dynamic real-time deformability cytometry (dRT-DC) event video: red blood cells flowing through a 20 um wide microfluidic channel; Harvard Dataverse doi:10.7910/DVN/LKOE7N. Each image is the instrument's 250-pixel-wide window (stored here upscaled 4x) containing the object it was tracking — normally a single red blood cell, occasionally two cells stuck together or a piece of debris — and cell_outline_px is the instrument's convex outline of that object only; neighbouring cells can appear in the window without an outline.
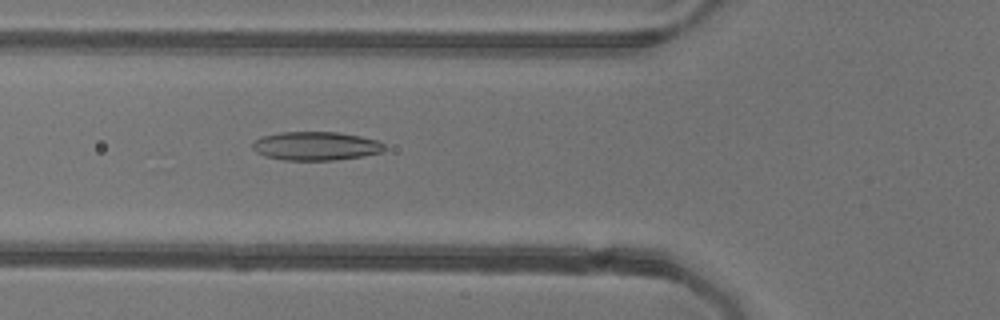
{"species": "common noctule bat (a hibernating species)", "species_latin": "Nyctalus noctula", "temperature_condition": "warm", "stored_images_in_passage": 40, "camera_frame_rate_fps": 3000, "um_per_image_px": 0.085, "animal": {"sex": "female"}, "frame": {"image": 1, "passage_image": 7, "time_ms": 2.0, "image_size_px": [1000, 320], "cell_outline_px": [[388, 148], [380, 152], [364, 156], [332, 160], [284, 160], [264, 156], [256, 152], [252, 148], [252, 144], [256, 140], [264, 136], [280, 132], [336, 132], [360, 136], [376, 140], [384, 144]], "centroid_in_image_um": [26.85, 12.41], "position_along_channel_um": 98.9, "area_um2": 21.96}}
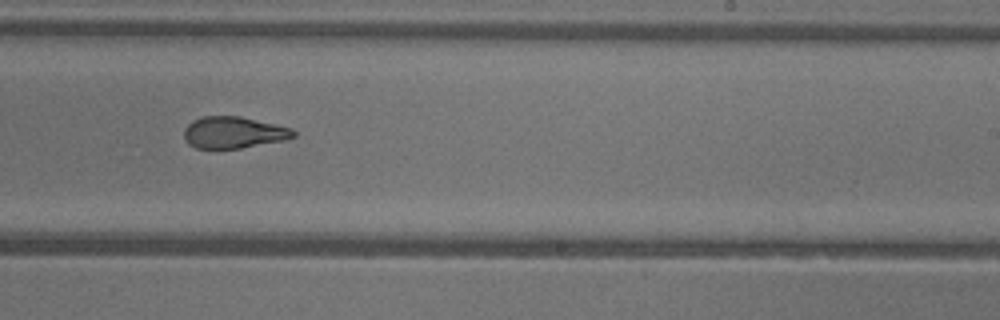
{"frame": {"image": 2, "passage_image": 20, "time_ms": 6.333, "image_size_px": [1000, 320], "cell_outline_px": [[296, 136], [284, 140], [240, 148], [196, 148], [188, 144], [184, 140], [184, 128], [192, 120], [204, 116], [240, 116], [292, 128], [296, 132]], "centroid_in_image_um": [19.84, 11.25], "position_along_channel_um": 269.2, "area_um2": 20.17}}
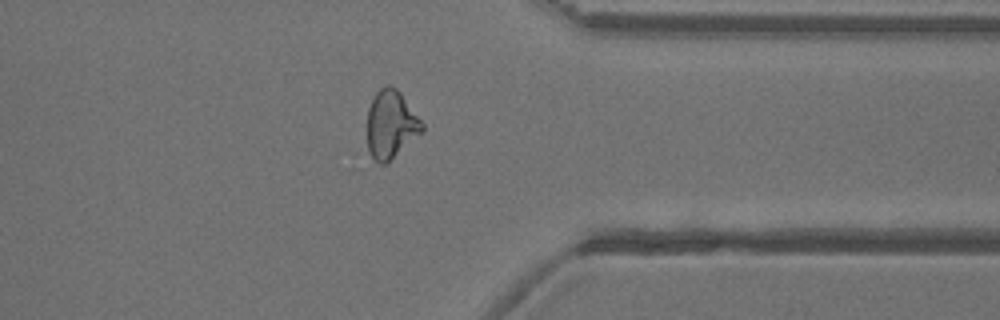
{"frame": {"image": 3, "passage_image": 29, "time_ms": 9.333, "image_size_px": [1000, 320], "cell_outline_px": [[424, 132], [384, 164], [380, 164], [372, 160], [364, 152], [368, 108], [376, 92], [380, 88], [388, 84], [396, 88], [400, 92], [424, 124]], "centroid_in_image_um": [33.16, 10.63], "position_along_channel_um": 378.2, "area_um2": 22.48}, "authors_computed_cell_mechanics": {"area_um2": 21.4149, "velocity_mm_per_s": 3.9265, "shape_relaxation_time_tau1_ms": null, "shape_relaxation_time_tau2_ms": 2.8203, "deformation_change_tau1": null, "deformation_change_tau2": 0.1001}}